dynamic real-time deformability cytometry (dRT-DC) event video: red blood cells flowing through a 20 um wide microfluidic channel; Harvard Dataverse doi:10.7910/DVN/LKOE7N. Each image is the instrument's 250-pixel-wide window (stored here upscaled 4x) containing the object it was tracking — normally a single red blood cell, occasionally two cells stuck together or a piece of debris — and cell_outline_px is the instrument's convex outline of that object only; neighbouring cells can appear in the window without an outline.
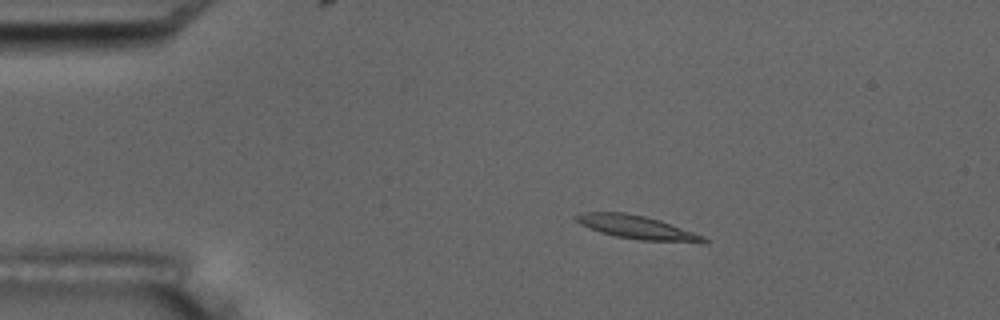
{"species": "common noctule bat (a hibernating species)", "species_latin": "Nyctalus noctula", "temperature_condition": "room temperature", "stored_images_in_passage": 7, "camera_frame_rate_fps": 3000, "um_per_image_px": 0.085, "animal": {"sex": "male", "body_mass_g": 17.5, "forearm_length_mm": 52.3}, "frame": {"image": 1, "passage_image": 3, "time_ms": 2.0, "image_size_px": [1000, 320], "cell_outline_px": [[708, 244], [700, 244], [640, 240], [616, 236], [600, 232], [580, 224], [572, 216], [584, 212], [624, 212], [644, 216], [660, 220], [704, 236], [708, 240]], "centroid_in_image_um": [54.22, 19.35], "position_along_channel_um": 30.8, "area_um2": 17.69}}
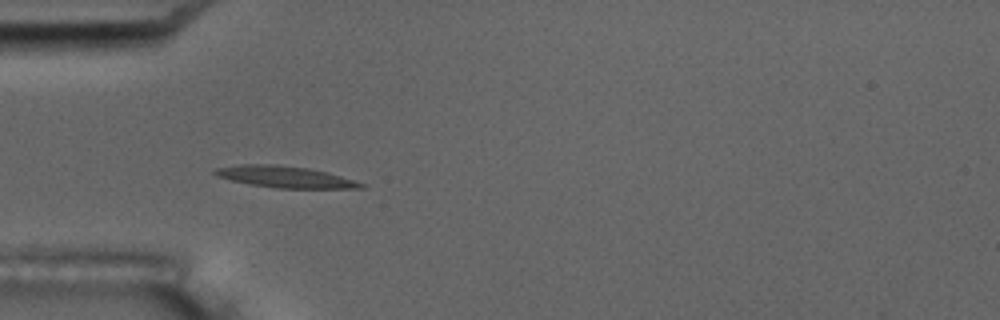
{"frame": {"image": 2, "passage_image": 5, "time_ms": 4.333, "image_size_px": [1000, 320], "cell_outline_px": [[364, 188], [276, 188], [248, 184], [216, 176], [212, 172], [216, 168], [236, 164], [272, 164], [308, 168], [328, 172], [364, 184]], "centroid_in_image_um": [24.16, 15.03], "position_along_channel_um": 60.8, "area_um2": 18.21}}